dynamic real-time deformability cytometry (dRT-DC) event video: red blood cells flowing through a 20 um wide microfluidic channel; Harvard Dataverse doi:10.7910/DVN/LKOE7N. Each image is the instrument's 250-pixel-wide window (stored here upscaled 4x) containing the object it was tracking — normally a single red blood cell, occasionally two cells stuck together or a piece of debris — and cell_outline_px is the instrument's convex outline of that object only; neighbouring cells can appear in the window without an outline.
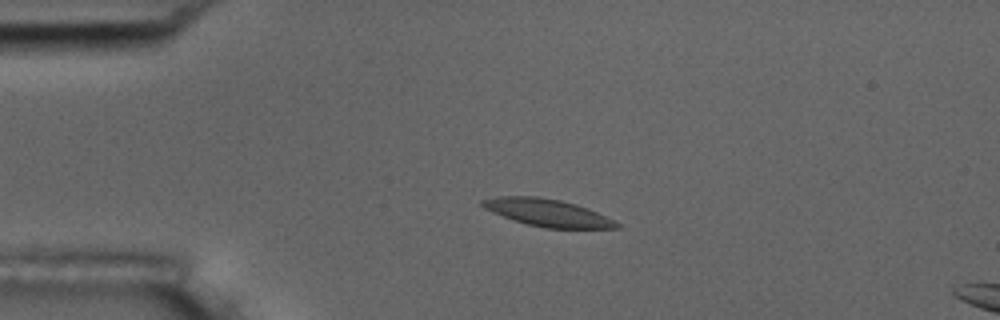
{"species": "common noctule bat (a hibernating species)", "species_latin": "Nyctalus noctula", "temperature_condition": "room temperature", "stored_images_in_passage": 5, "camera_frame_rate_fps": 3000, "um_per_image_px": 0.085, "animal": {"sex": "male", "body_mass_g": 17.5, "forearm_length_mm": 52.3}, "frame": {"image": 1, "passage_image": 3, "time_ms": 2.333, "image_size_px": [1000, 320], "cell_outline_px": [[620, 228], [544, 228], [528, 224], [492, 212], [484, 208], [480, 204], [480, 200], [496, 196], [536, 196], [560, 200], [576, 204], [588, 208], [620, 224]], "centroid_in_image_um": [46.5, 18.07], "position_along_channel_um": 38.5, "area_um2": 21.1}}